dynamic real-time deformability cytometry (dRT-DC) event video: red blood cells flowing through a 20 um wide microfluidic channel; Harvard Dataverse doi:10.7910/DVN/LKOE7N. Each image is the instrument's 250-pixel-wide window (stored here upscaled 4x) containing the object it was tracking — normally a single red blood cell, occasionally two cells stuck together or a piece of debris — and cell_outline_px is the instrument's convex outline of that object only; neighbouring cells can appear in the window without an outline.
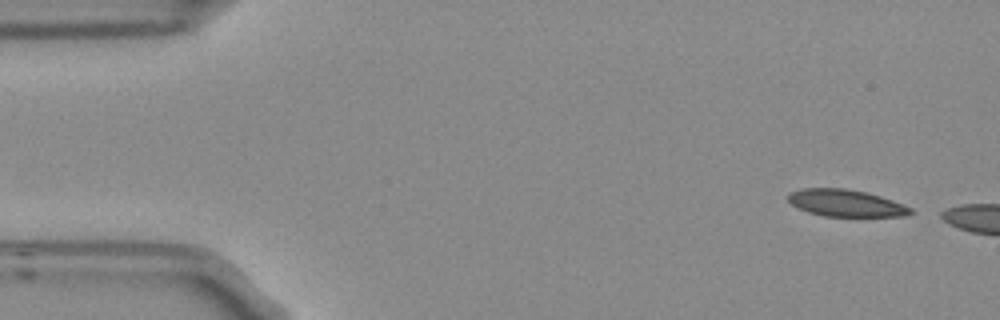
{"species": "Egyptian fruit bat (a non-hibernating species)", "species_latin": "Rousettus aegyptiacus", "temperature_condition": "room temperature", "stored_images_in_passage": 4, "camera_frame_rate_fps": 3000, "um_per_image_px": 0.085, "frame": {"image": 1, "passage_image": 1, "time_ms": 0.0, "image_size_px": [1000, 320], "cell_outline_px": [[916, 212], [908, 216], [824, 216], [808, 212], [792, 204], [788, 200], [788, 192], [800, 188], [844, 188], [868, 192], [904, 204], [912, 208]], "centroid_in_image_um": [71.93, 17.25], "position_along_channel_um": 13.1, "area_um2": 19.42}}